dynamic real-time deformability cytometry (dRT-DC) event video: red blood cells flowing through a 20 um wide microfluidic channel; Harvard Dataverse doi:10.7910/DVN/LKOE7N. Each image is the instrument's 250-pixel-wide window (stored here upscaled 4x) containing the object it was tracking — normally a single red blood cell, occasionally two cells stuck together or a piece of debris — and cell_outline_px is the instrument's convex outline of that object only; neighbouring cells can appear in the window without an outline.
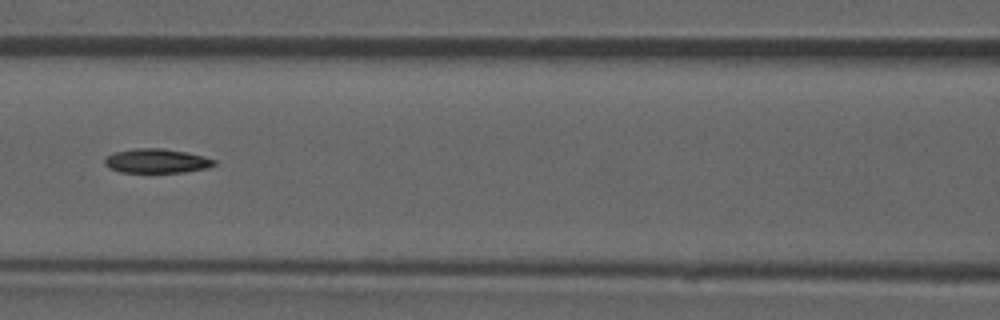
{"species": "common noctule bat (a hibernating species)", "species_latin": "Nyctalus noctula", "temperature_condition": "room temperature", "stored_images_in_passage": 52, "camera_frame_rate_fps": 3000, "um_per_image_px": 0.085, "animal": {"sex": "male", "forearm_length_mm": 52.5}, "frame": {"image": 1, "passage_image": 23, "time_ms": 7.333, "image_size_px": [1000, 320], "cell_outline_px": [[216, 164], [208, 168], [184, 172], [120, 172], [108, 168], [104, 164], [104, 160], [108, 156], [116, 152], [136, 148], [164, 148], [188, 152], [204, 156], [216, 160]], "centroid_in_image_um": [13.34, 13.68], "position_along_channel_um": 153.3, "area_um2": 15.55}}